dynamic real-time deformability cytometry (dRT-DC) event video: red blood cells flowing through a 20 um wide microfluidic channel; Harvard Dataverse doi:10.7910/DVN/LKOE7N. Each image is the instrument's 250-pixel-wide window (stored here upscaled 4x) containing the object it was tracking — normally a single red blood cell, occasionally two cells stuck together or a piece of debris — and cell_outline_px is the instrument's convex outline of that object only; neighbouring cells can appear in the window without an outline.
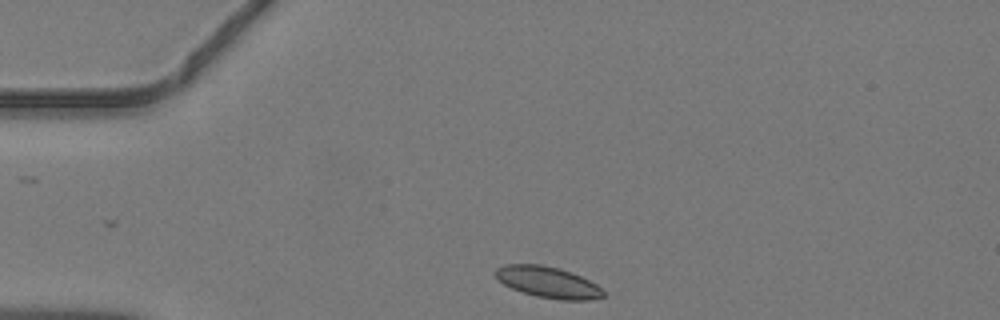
{"species": "common noctule bat (a hibernating species)", "species_latin": "Nyctalus noctula", "temperature_condition": "warm", "stored_images_in_passage": 30, "camera_frame_rate_fps": 3000, "um_per_image_px": 0.085, "animal": {"sex": "male", "body_mass_g": 19.2, "forearm_length_mm": 51.8}, "frame": {"image": 1, "passage_image": 1, "time_ms": 0.0, "image_size_px": [1000, 320], "cell_outline_px": [[604, 296], [588, 300], [560, 300], [536, 296], [520, 292], [504, 284], [496, 276], [496, 268], [504, 264], [540, 264], [560, 268], [572, 272], [596, 284], [604, 292]], "centroid_in_image_um": [46.57, 23.98], "position_along_channel_um": 38.4, "area_um2": 19.54}}
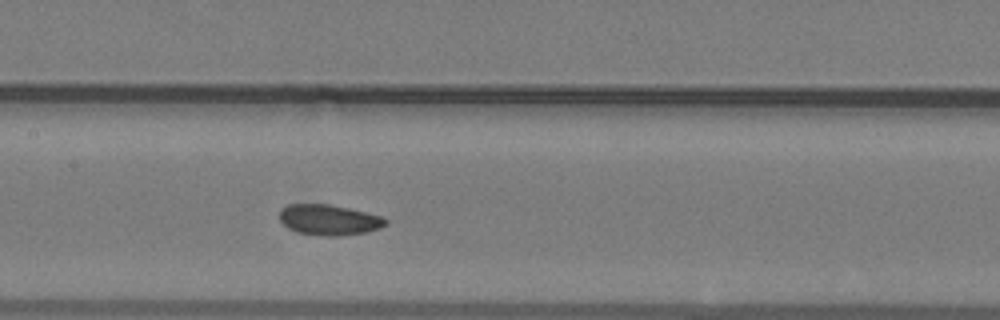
{"frame": {"image": 2, "passage_image": 13, "time_ms": 4.0, "image_size_px": [1000, 320], "cell_outline_px": [[388, 224], [380, 228], [364, 232], [340, 236], [320, 236], [296, 232], [288, 228], [280, 220], [280, 212], [288, 204], [328, 204], [348, 208], [380, 216], [388, 220]], "centroid_in_image_um": [27.96, 18.7], "position_along_channel_um": 179.4, "area_um2": 18.79}}
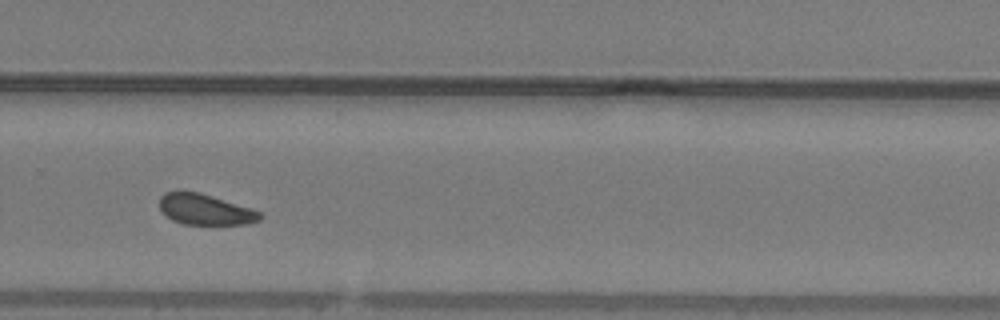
{"frame": {"image": 3, "passage_image": 22, "time_ms": 7.0, "image_size_px": [1000, 320], "cell_outline_px": [[264, 216], [260, 220], [252, 224], [184, 224], [172, 220], [160, 208], [160, 196], [164, 192], [200, 192], [252, 208], [260, 212]], "centroid_in_image_um": [17.5, 17.81], "position_along_channel_um": 312.3, "area_um2": 17.98}}